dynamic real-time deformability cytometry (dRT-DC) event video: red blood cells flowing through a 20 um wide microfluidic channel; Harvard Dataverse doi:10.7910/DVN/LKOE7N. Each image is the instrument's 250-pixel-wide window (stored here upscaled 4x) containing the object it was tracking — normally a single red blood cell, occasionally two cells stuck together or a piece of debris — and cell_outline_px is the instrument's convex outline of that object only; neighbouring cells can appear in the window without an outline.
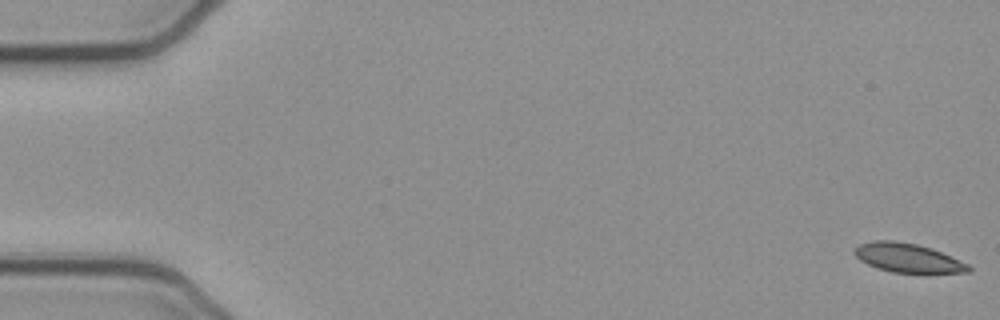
{"species": "common noctule bat (a hibernating species)", "species_latin": "Nyctalus noctula", "temperature_condition": "cold", "stored_images_in_passage": 53, "camera_frame_rate_fps": 3000, "um_per_image_px": 0.085, "animal": {"sex": "female", "body_mass_g": 21.9}, "frame": {"image": 1, "passage_image": 1, "time_ms": 0.0, "image_size_px": [1000, 320], "cell_outline_px": [[972, 268], [968, 272], [924, 276], [892, 272], [876, 268], [860, 260], [852, 252], [860, 244], [872, 240], [896, 240], [916, 244], [932, 248], [968, 264]], "centroid_in_image_um": [77.21, 21.97], "position_along_channel_um": 7.8, "area_um2": 20.17}}
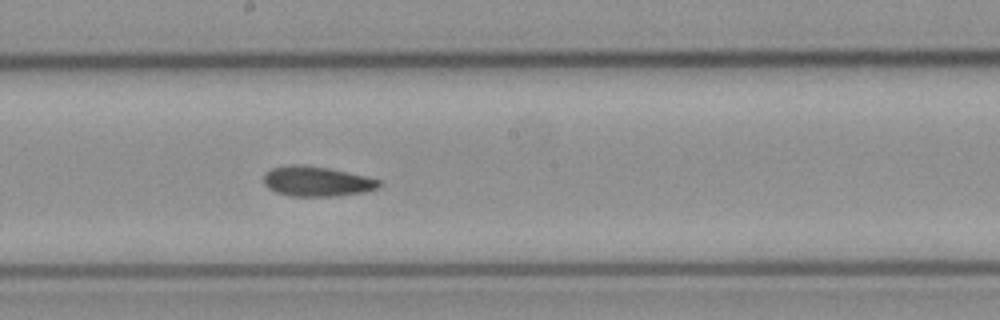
{"frame": {"image": 2, "passage_image": 29, "time_ms": 9.333, "image_size_px": [1000, 320], "cell_outline_px": [[380, 188], [364, 192], [340, 196], [292, 196], [276, 192], [268, 188], [264, 184], [264, 172], [272, 168], [292, 164], [296, 164], [328, 168], [364, 176], [380, 180]], "centroid_in_image_um": [26.91, 15.42], "position_along_channel_um": 221.3, "area_um2": 20.11}}
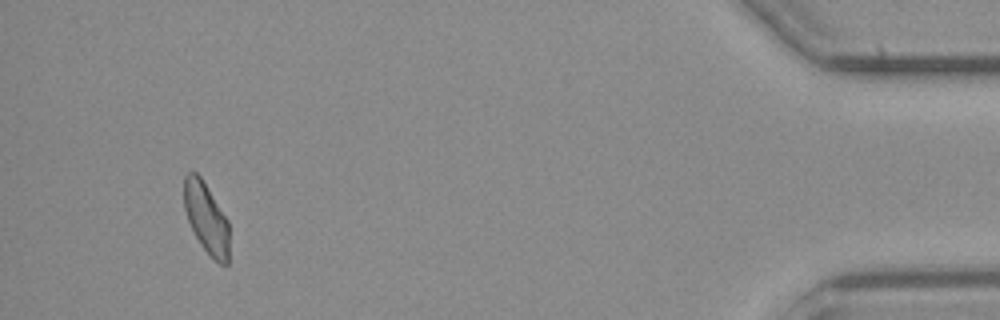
{"frame": {"image": 3, "passage_image": 50, "time_ms": 16.333, "image_size_px": [1000, 320], "cell_outline_px": [[228, 264], [220, 264], [200, 244], [188, 220], [184, 208], [184, 176], [188, 172], [196, 172], [200, 176], [228, 220]], "centroid_in_image_um": [17.52, 18.5], "position_along_channel_um": 417.7, "area_um2": 18.21}, "authors_computed_cell_mechanics": {"area_um2": 19.9988, "velocity_mm_per_s": 3.8774, "shape_relaxation_time_tau1_ms": 6.6283, "shape_relaxation_time_tau2_ms": 3.771, "deformation_change_tau1": 0.1599, "deformation_change_tau2": 0.1067}}